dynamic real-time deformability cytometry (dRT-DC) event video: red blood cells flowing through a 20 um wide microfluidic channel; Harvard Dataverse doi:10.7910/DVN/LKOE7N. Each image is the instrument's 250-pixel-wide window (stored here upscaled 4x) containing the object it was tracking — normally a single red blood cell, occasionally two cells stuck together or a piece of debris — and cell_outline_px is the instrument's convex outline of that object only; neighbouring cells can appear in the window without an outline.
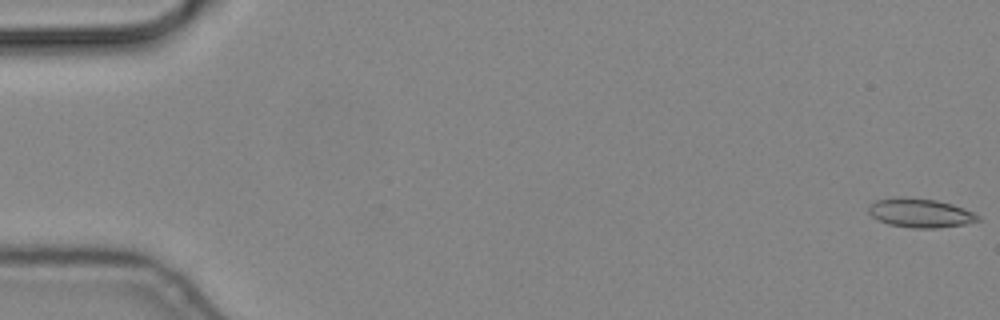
{"species": "common noctule bat (a hibernating species)", "species_latin": "Nyctalus noctula", "temperature_condition": "cold", "stored_images_in_passage": 10, "camera_frame_rate_fps": 3000, "um_per_image_px": 0.085, "animal": {"sex": "male", "body_mass_g": 19.2, "forearm_length_mm": 51.8}, "frame": {"image": 1, "passage_image": 1, "time_ms": 0.0, "image_size_px": [1000, 320], "cell_outline_px": [[980, 220], [964, 224], [936, 228], [912, 228], [888, 224], [872, 216], [868, 212], [868, 208], [876, 200], [896, 196], [900, 196], [936, 200], [952, 204], [964, 208], [980, 216]], "centroid_in_image_um": [78.21, 18.09], "position_along_channel_um": 6.8, "area_um2": 18.44}}